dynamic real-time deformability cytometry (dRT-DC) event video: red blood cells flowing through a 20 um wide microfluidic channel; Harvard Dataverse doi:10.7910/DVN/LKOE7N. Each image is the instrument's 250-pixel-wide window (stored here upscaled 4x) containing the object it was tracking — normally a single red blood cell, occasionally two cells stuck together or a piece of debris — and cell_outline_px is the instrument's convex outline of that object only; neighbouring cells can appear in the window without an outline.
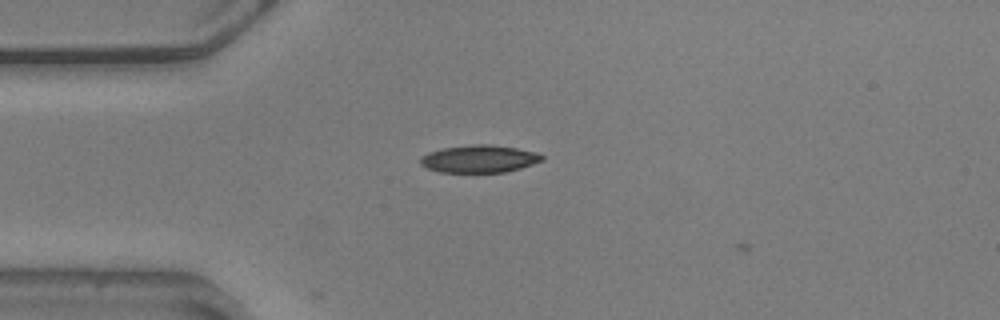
{"species": "common noctule bat (a hibernating species)", "species_latin": "Nyctalus noctula", "temperature_condition": "warm", "stored_images_in_passage": 3, "camera_frame_rate_fps": 3000, "um_per_image_px": 0.085, "animal": {"sex": "male", "body_mass_g": 20.5, "forearm_length_mm": 52.5}, "frame": {"image": 1, "passage_image": 2, "time_ms": 0.333, "image_size_px": [1000, 320], "cell_outline_px": [[544, 160], [520, 168], [504, 172], [440, 172], [428, 168], [420, 164], [420, 156], [428, 152], [444, 148], [472, 144], [488, 144], [516, 148], [536, 152], [544, 156]], "centroid_in_image_um": [40.73, 13.5], "position_along_channel_um": 44.3, "area_um2": 19.42}}